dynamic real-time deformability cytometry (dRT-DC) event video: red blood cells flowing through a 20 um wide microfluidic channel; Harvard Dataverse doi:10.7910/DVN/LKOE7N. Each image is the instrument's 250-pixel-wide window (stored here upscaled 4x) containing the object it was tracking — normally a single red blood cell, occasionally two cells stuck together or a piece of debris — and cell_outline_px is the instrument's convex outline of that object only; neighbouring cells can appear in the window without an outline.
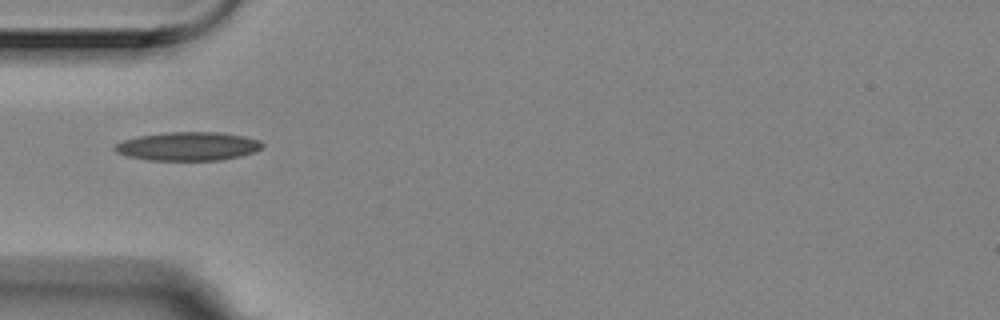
{"species": "Egyptian fruit bat (a non-hibernating species)", "species_latin": "Rousettus aegyptiacus", "temperature_condition": "room temperature", "stored_images_in_passage": 9, "camera_frame_rate_fps": 3000, "um_per_image_px": 0.085, "animal": {"sex": "female"}, "frame": {"image": 1, "passage_image": 1, "time_ms": 0.0, "image_size_px": [1000, 320], "cell_outline_px": [[264, 144], [256, 152], [240, 156], [220, 160], [148, 160], [128, 156], [116, 152], [112, 148], [116, 144], [124, 140], [140, 136], [168, 132], [220, 132], [244, 136], [260, 140]], "centroid_in_image_um": [16.01, 12.43], "position_along_channel_um": 69.0, "area_um2": 24.57}}
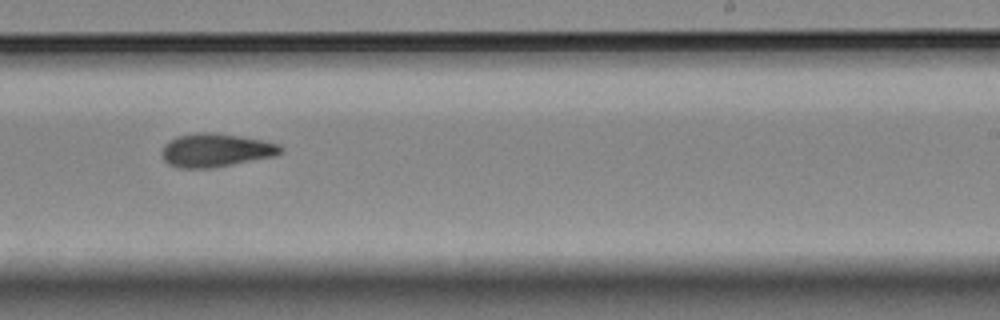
{"frame": {"image": 2, "passage_image": 6, "time_ms": 1.667, "image_size_px": [1000, 320], "cell_outline_px": [[284, 152], [276, 156], [212, 168], [180, 168], [168, 164], [164, 160], [160, 152], [164, 144], [168, 140], [176, 136], [196, 132], [212, 132], [240, 136], [264, 140], [280, 144], [284, 148]], "centroid_in_image_um": [18.35, 12.76], "position_along_channel_um": 270.7, "area_um2": 23.58}}
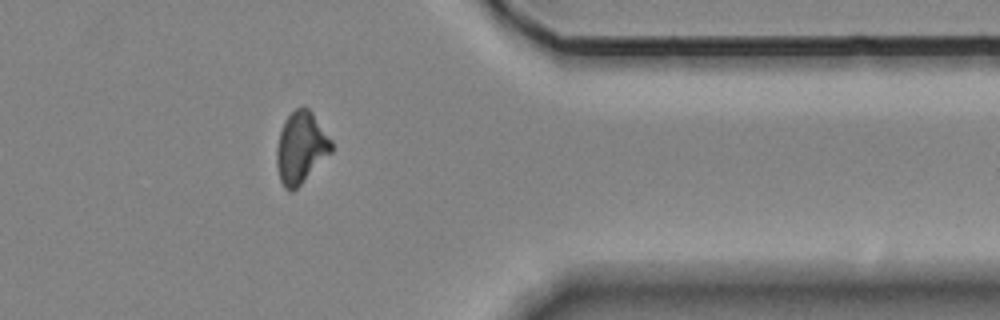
{"frame": {"image": 3, "passage_image": 9, "time_ms": 2.667, "image_size_px": [1000, 320], "cell_outline_px": [[332, 152], [292, 192], [288, 192], [284, 188], [280, 180], [276, 164], [276, 148], [280, 132], [284, 120], [296, 108], [308, 108], [312, 112], [332, 140]], "centroid_in_image_um": [25.57, 12.56], "position_along_channel_um": 385.8, "area_um2": 22.72}}